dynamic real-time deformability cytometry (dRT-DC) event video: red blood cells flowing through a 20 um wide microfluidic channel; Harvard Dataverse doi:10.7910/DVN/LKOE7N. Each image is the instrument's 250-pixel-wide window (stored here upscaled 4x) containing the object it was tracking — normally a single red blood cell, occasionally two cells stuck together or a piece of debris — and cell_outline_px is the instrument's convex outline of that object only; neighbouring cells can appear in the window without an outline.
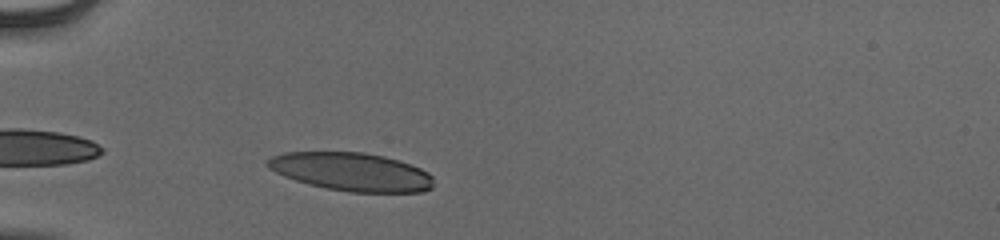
{"species": "human", "species_latin": "Homo sapiens", "temperature_condition": "cold", "stored_images_in_passage": 33, "camera_frame_rate_fps": 3000, "um_per_image_px": 0.085, "donor": {"sex": "male"}, "frame": {"image": 1, "passage_image": 3, "time_ms": 0.667, "image_size_px": [1000, 240], "cell_outline_px": [[432, 188], [420, 192], [348, 192], [308, 184], [284, 176], [268, 168], [264, 164], [272, 156], [284, 152], [364, 152], [384, 156], [420, 168], [428, 172], [432, 176]], "centroid_in_image_um": [29.85, 14.6], "position_along_channel_um": 55.1, "area_um2": 36.88}}
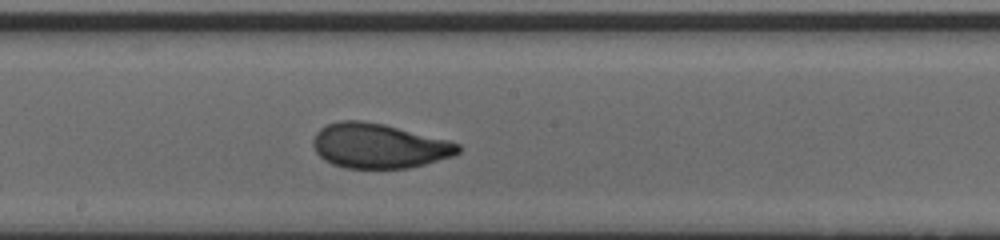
{"frame": {"image": 2, "passage_image": 17, "time_ms": 5.333, "image_size_px": [1000, 240], "cell_outline_px": [[460, 152], [452, 156], [424, 164], [408, 168], [344, 168], [332, 164], [324, 160], [316, 152], [312, 144], [312, 140], [316, 132], [320, 128], [328, 124], [340, 120], [360, 120], [384, 124], [448, 140], [460, 144]], "centroid_in_image_um": [32.17, 12.4], "position_along_channel_um": 216.0, "area_um2": 37.8}}
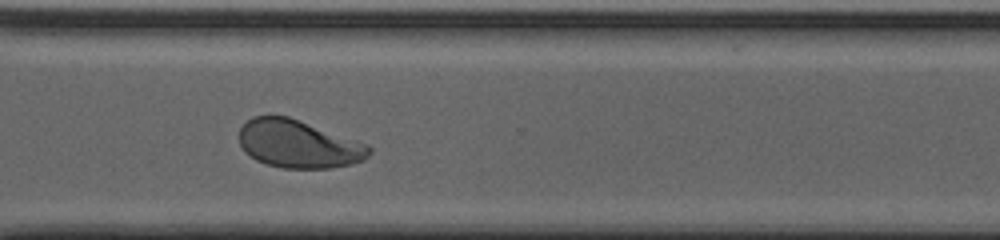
{"frame": {"image": 3, "passage_image": 27, "time_ms": 8.667, "image_size_px": [1000, 240], "cell_outline_px": [[372, 152], [364, 160], [332, 168], [284, 168], [268, 164], [256, 160], [244, 152], [240, 144], [240, 128], [252, 116], [288, 116], [368, 144], [372, 148]], "centroid_in_image_um": [25.38, 12.24], "position_along_channel_um": 345.2, "area_um2": 36.13}, "authors_computed_cell_mechanics": {"area_um2": 37.1654, "velocity_mm_per_s": 3.8774, "shape_relaxation_time_tau1_ms": 3.8912, "shape_relaxation_time_tau2_ms": 0.8423, "deformation_change_tau1": 0.1802, "deformation_change_tau2": 0.0564}}